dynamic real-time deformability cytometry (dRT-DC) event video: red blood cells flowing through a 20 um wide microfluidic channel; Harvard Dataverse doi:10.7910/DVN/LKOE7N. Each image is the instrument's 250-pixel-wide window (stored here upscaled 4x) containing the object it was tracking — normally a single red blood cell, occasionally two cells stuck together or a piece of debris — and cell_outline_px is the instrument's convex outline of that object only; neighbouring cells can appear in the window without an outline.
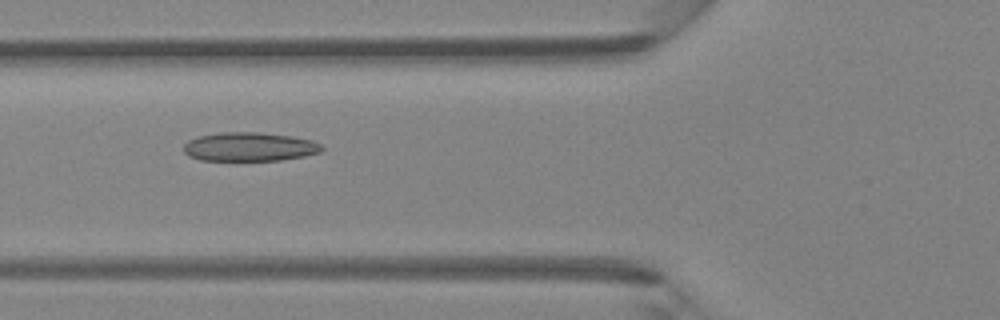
{"species": "Egyptian fruit bat (a non-hibernating species)", "species_latin": "Rousettus aegyptiacus", "temperature_condition": "room temperature", "stored_images_in_passage": 3, "camera_frame_rate_fps": 3000, "um_per_image_px": 0.085, "animal": {"sex": "female"}, "frame": {"image": 1, "passage_image": 3, "time_ms": 2.333, "image_size_px": [1000, 320], "cell_outline_px": [[324, 148], [320, 152], [304, 156], [280, 160], [200, 160], [188, 156], [184, 152], [184, 144], [188, 140], [200, 136], [220, 132], [260, 132], [292, 136], [312, 140], [320, 144]], "centroid_in_image_um": [21.2, 12.47], "position_along_channel_um": 104.6, "area_um2": 23.24}}